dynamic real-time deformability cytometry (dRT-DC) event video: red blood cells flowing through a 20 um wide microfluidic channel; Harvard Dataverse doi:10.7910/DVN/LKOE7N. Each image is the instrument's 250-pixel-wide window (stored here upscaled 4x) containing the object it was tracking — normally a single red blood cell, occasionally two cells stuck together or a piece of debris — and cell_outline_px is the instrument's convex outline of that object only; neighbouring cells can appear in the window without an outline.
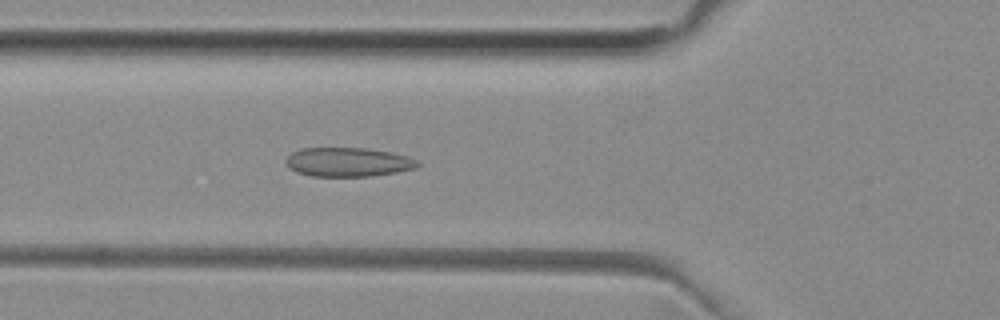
{"species": "common noctule bat (a hibernating species)", "species_latin": "Nyctalus noctula", "temperature_condition": "room temperature", "stored_images_in_passage": 43, "camera_frame_rate_fps": 3000, "um_per_image_px": 0.085, "animal": {"sex": "female", "body_mass_g": 29.2, "forearm_length_mm": 56.3}, "frame": {"image": 1, "passage_image": 17, "time_ms": 5.333, "image_size_px": [1000, 320], "cell_outline_px": [[420, 164], [416, 168], [396, 172], [372, 176], [312, 176], [296, 172], [288, 168], [284, 160], [292, 152], [300, 148], [364, 148], [392, 152], [408, 156], [416, 160]], "centroid_in_image_um": [29.56, 13.77], "position_along_channel_um": 96.2, "area_um2": 22.43}}
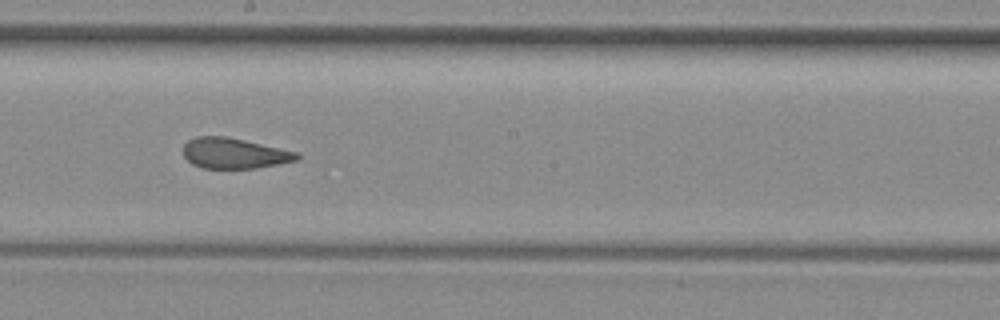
{"frame": {"image": 2, "passage_image": 27, "time_ms": 8.667, "image_size_px": [1000, 320], "cell_outline_px": [[300, 160], [256, 168], [200, 168], [192, 164], [184, 156], [184, 144], [188, 140], [196, 136], [224, 136], [244, 140], [296, 152], [300, 156]], "centroid_in_image_um": [19.89, 13.03], "position_along_channel_um": 228.3, "area_um2": 20.11}}
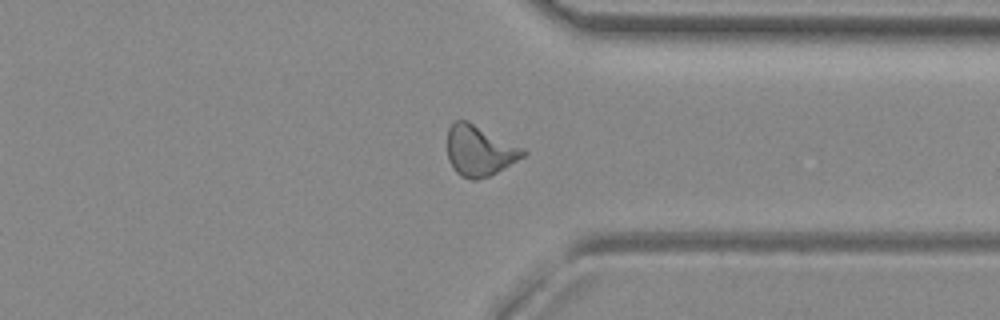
{"frame": {"image": 3, "passage_image": 38, "time_ms": 12.333, "image_size_px": [1000, 320], "cell_outline_px": [[528, 152], [524, 156], [504, 168], [488, 176], [476, 180], [472, 180], [460, 176], [456, 172], [448, 160], [448, 128], [456, 120], [468, 120], [524, 148]], "centroid_in_image_um": [40.75, 12.8], "position_along_channel_um": 370.6, "area_um2": 22.31}, "authors_computed_cell_mechanics": {"area_um2": 21.8484, "velocity_mm_per_s": 3.96, "shape_relaxation_time_tau1_ms": null, "shape_relaxation_time_tau2_ms": 1.4035, "deformation_change_tau1": null, "deformation_change_tau2": 0.0722}}